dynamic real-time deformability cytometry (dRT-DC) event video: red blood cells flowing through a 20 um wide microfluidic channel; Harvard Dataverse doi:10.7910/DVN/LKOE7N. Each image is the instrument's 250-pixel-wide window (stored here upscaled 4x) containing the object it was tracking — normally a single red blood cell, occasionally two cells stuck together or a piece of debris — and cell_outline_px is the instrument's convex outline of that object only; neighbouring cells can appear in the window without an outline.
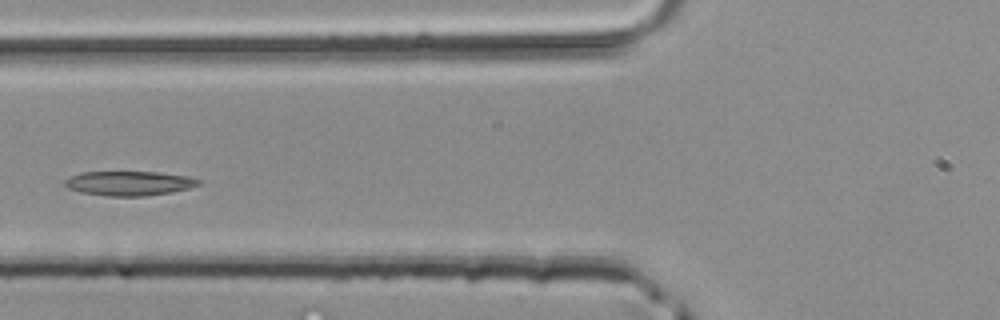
{"species": "common noctule bat (a hibernating species)", "species_latin": "Nyctalus noctula", "temperature_condition": "room temperature", "stored_images_in_passage": 39, "camera_frame_rate_fps": 3000, "um_per_image_px": 0.085, "animal": {"sex": "male", "body_mass_g": 20.4}, "frame": {"image": 1, "passage_image": 12, "time_ms": 3.667, "image_size_px": [1000, 320], "cell_outline_px": [[200, 184], [188, 188], [168, 192], [144, 196], [108, 196], [80, 192], [68, 188], [64, 184], [64, 180], [68, 176], [80, 172], [156, 172], [188, 176], [200, 180]], "centroid_in_image_um": [10.91, 15.57], "position_along_channel_um": 114.9, "area_um2": 18.96}}
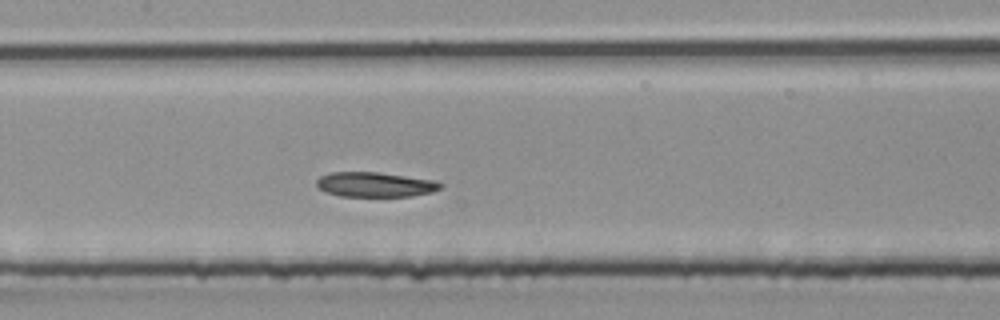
{"frame": {"image": 2, "passage_image": 16, "time_ms": 5.0, "image_size_px": [1000, 320], "cell_outline_px": [[444, 184], [440, 188], [432, 192], [412, 196], [340, 196], [328, 192], [320, 188], [316, 184], [316, 180], [320, 176], [332, 172], [376, 172], [432, 180]], "centroid_in_image_um": [31.87, 15.69], "position_along_channel_um": 175.5, "area_um2": 17.63}}
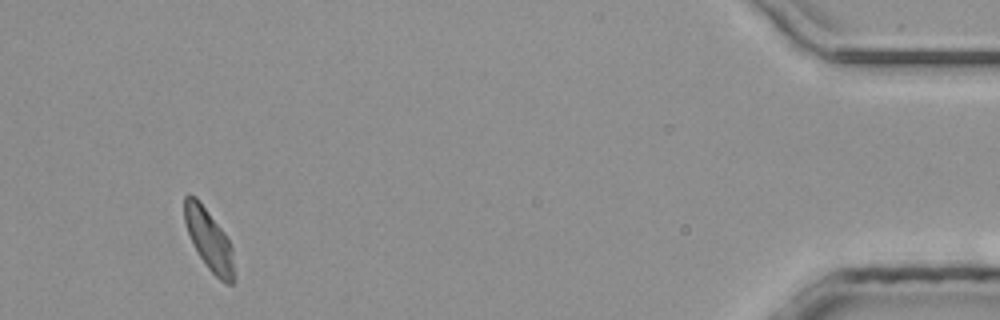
{"frame": {"image": 3, "passage_image": 37, "time_ms": 12.0, "image_size_px": [1000, 320], "cell_outline_px": [[236, 280], [232, 284], [228, 284], [220, 280], [208, 268], [192, 244], [184, 220], [184, 196], [188, 192], [196, 196], [224, 232], [232, 248]], "centroid_in_image_um": [17.77, 20.37], "position_along_channel_um": 417.4, "area_um2": 17.8}}